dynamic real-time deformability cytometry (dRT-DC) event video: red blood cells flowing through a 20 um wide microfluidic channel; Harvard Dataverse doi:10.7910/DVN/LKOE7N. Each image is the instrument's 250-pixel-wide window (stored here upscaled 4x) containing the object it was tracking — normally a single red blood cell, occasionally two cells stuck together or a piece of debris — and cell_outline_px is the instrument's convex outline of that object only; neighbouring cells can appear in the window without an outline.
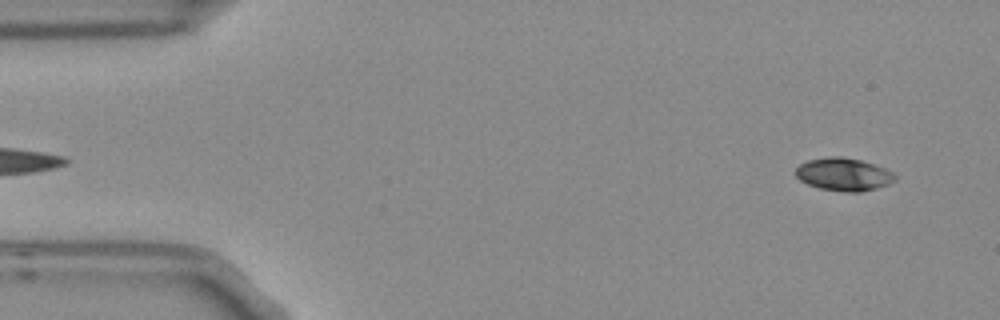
{"species": "Egyptian fruit bat (a non-hibernating species)", "species_latin": "Rousettus aegyptiacus", "temperature_condition": "room temperature", "stored_images_in_passage": 4, "segment_of_instrument_passage": [2, 2], "camera_frame_rate_fps": 3000, "um_per_image_px": 0.085, "frame": {"image": 1, "passage_image": 4, "time_ms": 1.0, "image_size_px": [1000, 320], "cell_outline_px": [[896, 180], [888, 184], [876, 188], [860, 192], [844, 192], [820, 188], [808, 184], [800, 180], [796, 176], [796, 168], [800, 164], [808, 160], [828, 156], [840, 156], [860, 160], [884, 168], [892, 172], [896, 176]], "centroid_in_image_um": [71.7, 14.82], "position_along_channel_um": 13.3, "area_um2": 18.9}}